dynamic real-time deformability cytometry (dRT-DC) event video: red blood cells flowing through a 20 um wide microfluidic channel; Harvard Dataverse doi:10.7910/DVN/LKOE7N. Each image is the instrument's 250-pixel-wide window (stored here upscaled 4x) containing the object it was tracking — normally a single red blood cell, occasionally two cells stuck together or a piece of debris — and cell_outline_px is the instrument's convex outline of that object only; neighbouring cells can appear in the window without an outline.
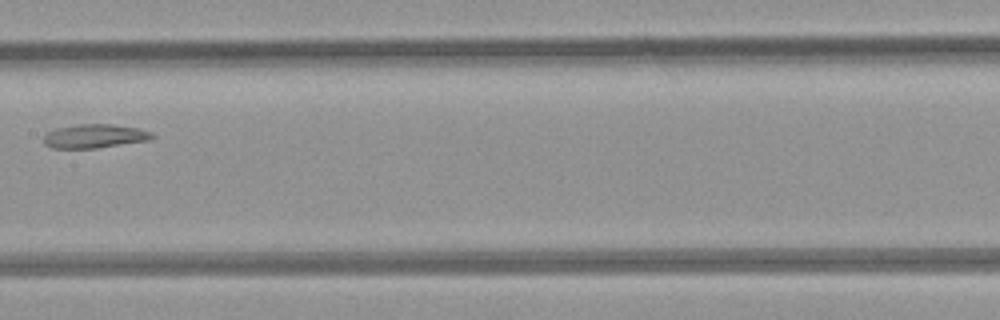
{"species": "common noctule bat (a hibernating species)", "species_latin": "Nyctalus noctula", "temperature_condition": "room temperature", "stored_images_in_passage": 5, "camera_frame_rate_fps": 3000, "um_per_image_px": 0.085, "animal": {"sex": "female", "body_mass_g": 21.9}, "frame": {"image": 1, "passage_image": 4, "time_ms": 3.333, "image_size_px": [1000, 320], "cell_outline_px": [[156, 136], [152, 140], [96, 148], [52, 148], [44, 144], [44, 136], [48, 132], [56, 128], [80, 124], [112, 124], [136, 128], [152, 132]], "centroid_in_image_um": [8.08, 11.57], "position_along_channel_um": 199.3, "area_um2": 15.09}}
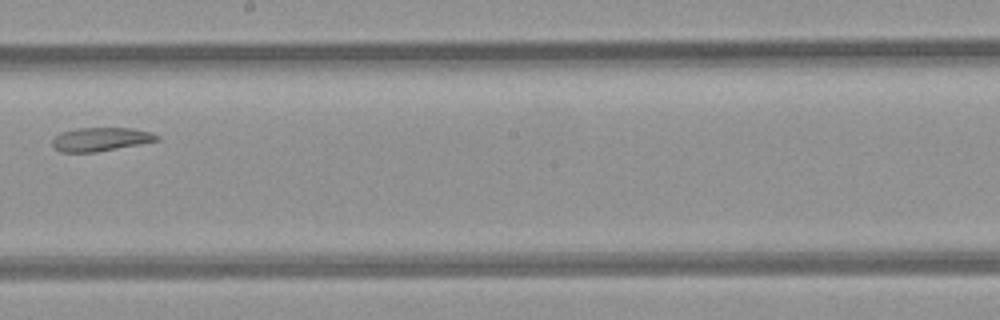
{"frame": {"image": 2, "passage_image": 5, "time_ms": 4.333, "image_size_px": [1000, 320], "cell_outline_px": [[160, 140], [140, 144], [96, 152], [60, 152], [52, 148], [52, 140], [60, 132], [76, 128], [132, 128], [152, 132], [160, 136]], "centroid_in_image_um": [8.55, 11.84], "position_along_channel_um": 239.7, "area_um2": 14.57}}